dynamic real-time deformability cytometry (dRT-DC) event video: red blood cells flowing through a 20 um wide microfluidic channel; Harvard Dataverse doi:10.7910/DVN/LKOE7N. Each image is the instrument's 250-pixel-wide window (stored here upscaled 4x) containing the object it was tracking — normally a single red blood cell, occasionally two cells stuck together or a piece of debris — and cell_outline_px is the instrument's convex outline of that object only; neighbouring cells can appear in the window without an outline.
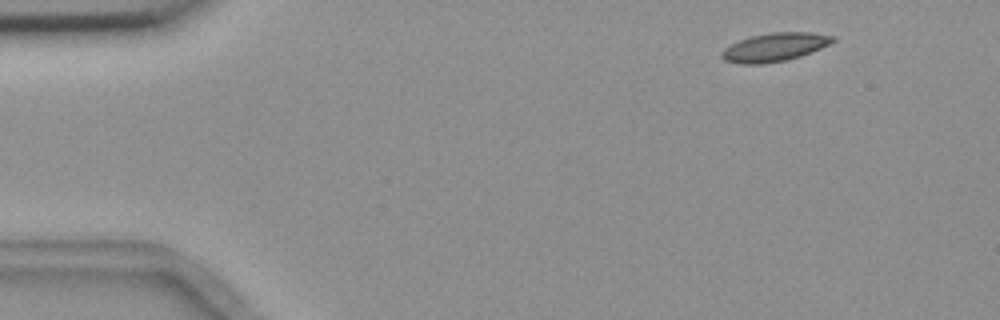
{"species": "common noctule bat (a hibernating species)", "species_latin": "Nyctalus noctula", "temperature_condition": "room temperature", "stored_images_in_passage": 4, "camera_frame_rate_fps": 3000, "um_per_image_px": 0.085, "animal": {"sex": "female", "body_mass_g": 18.4}, "frame": {"image": 1, "passage_image": 1, "time_ms": 0.0, "image_size_px": [1000, 320], "cell_outline_px": [[836, 40], [832, 44], [800, 56], [784, 60], [764, 64], [740, 64], [724, 60], [720, 56], [720, 52], [724, 48], [740, 40], [752, 36], [772, 32], [812, 32], [836, 36]], "centroid_in_image_um": [65.87, 4.0], "position_along_channel_um": 19.1, "area_um2": 18.5}}